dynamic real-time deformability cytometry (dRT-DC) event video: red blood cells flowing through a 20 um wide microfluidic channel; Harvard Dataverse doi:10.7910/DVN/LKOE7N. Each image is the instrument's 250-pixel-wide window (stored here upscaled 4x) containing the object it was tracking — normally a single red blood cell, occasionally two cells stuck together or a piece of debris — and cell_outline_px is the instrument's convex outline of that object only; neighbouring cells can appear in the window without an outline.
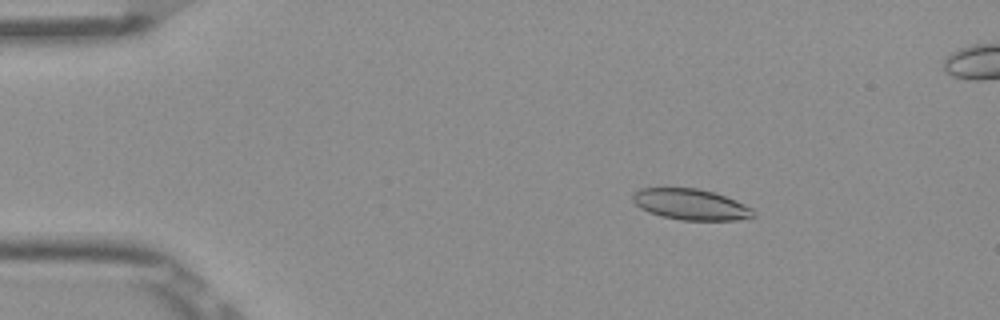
{"species": "Egyptian fruit bat (a non-hibernating species)", "species_latin": "Rousettus aegyptiacus", "temperature_condition": "room temperature", "stored_images_in_passage": 46, "segment_of_instrument_passage": [1, 2], "camera_frame_rate_fps": 3000, "um_per_image_px": 0.085, "frame": {"image": 1, "passage_image": 1, "time_ms": 0.0, "image_size_px": [1000, 320], "cell_outline_px": [[756, 216], [748, 220], [680, 220], [660, 216], [648, 212], [640, 208], [632, 200], [632, 192], [640, 188], [696, 188], [716, 192], [736, 200], [752, 208]], "centroid_in_image_um": [58.73, 17.38], "position_along_channel_um": 26.3, "area_um2": 22.14}}
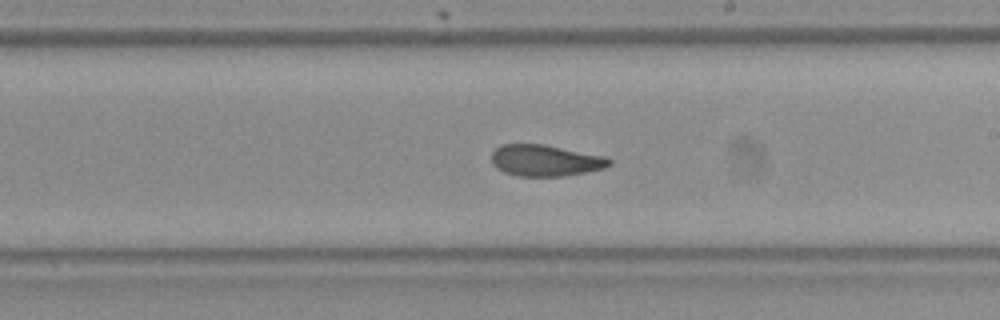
{"frame": {"image": 2, "passage_image": 23, "time_ms": 7.333, "image_size_px": [1000, 320], "cell_outline_px": [[612, 164], [604, 168], [564, 176], [520, 176], [504, 172], [496, 168], [492, 164], [492, 152], [500, 144], [544, 144], [608, 156], [612, 160]], "centroid_in_image_um": [46.38, 13.63], "position_along_channel_um": 242.6, "area_um2": 21.73}}
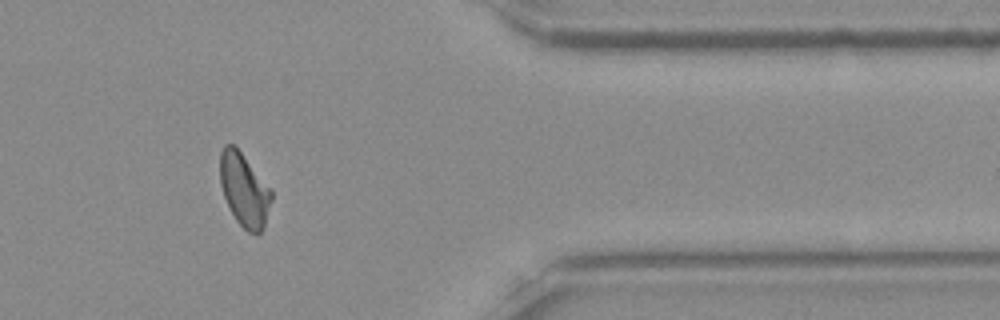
{"frame": {"image": 3, "passage_image": 36, "time_ms": 11.667, "image_size_px": [1000, 320], "cell_outline_px": [[272, 200], [264, 228], [260, 236], [256, 236], [248, 232], [236, 220], [224, 196], [220, 184], [220, 152], [224, 144], [232, 144], [240, 152], [272, 188]], "centroid_in_image_um": [20.79, 16.18], "position_along_channel_um": 390.6, "area_um2": 22.08}}